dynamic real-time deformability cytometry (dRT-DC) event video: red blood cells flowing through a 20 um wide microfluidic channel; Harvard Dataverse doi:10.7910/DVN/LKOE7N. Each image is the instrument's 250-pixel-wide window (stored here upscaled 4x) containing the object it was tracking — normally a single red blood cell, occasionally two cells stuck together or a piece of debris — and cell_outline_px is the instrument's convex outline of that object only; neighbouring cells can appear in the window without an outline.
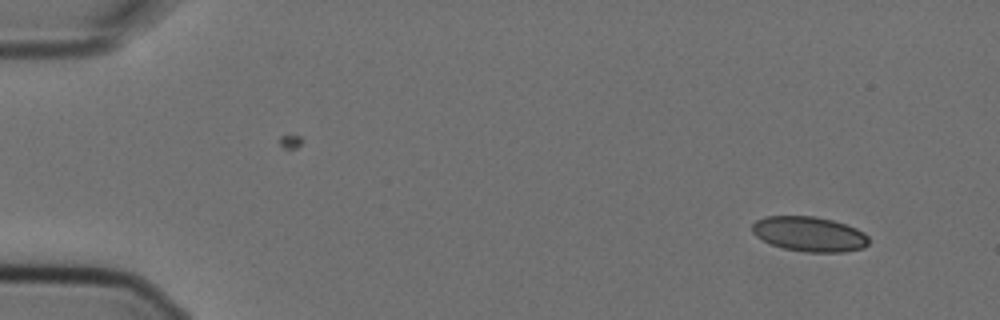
{"species": "Egyptian fruit bat (a non-hibernating species)", "species_latin": "Rousettus aegyptiacus", "temperature_condition": "cold", "stored_images_in_passage": 3, "camera_frame_rate_fps": 3000, "um_per_image_px": 0.085, "animal": {"sex": "female"}, "frame": {"image": 1, "passage_image": 1, "time_ms": 0.0, "image_size_px": [1000, 320], "cell_outline_px": [[868, 244], [864, 248], [844, 252], [808, 252], [784, 248], [772, 244], [756, 236], [752, 232], [752, 224], [756, 220], [764, 216], [816, 216], [832, 220], [856, 228], [864, 232], [868, 236]], "centroid_in_image_um": [68.8, 19.89], "position_along_channel_um": 16.2, "area_um2": 23.7}}
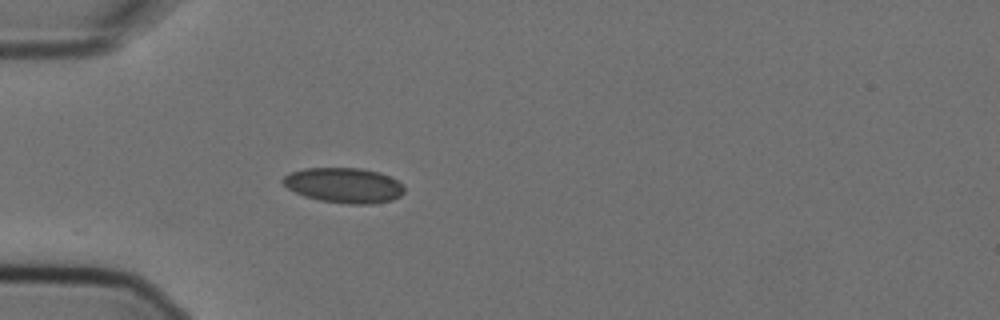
{"frame": {"image": 2, "passage_image": 3, "time_ms": 0.667, "image_size_px": [1000, 320], "cell_outline_px": [[404, 192], [400, 196], [392, 200], [372, 204], [348, 204], [320, 200], [304, 196], [288, 188], [280, 180], [284, 176], [292, 172], [304, 168], [360, 168], [380, 172], [404, 184]], "centroid_in_image_um": [29.26, 15.75], "position_along_channel_um": 55.7, "area_um2": 24.85}}